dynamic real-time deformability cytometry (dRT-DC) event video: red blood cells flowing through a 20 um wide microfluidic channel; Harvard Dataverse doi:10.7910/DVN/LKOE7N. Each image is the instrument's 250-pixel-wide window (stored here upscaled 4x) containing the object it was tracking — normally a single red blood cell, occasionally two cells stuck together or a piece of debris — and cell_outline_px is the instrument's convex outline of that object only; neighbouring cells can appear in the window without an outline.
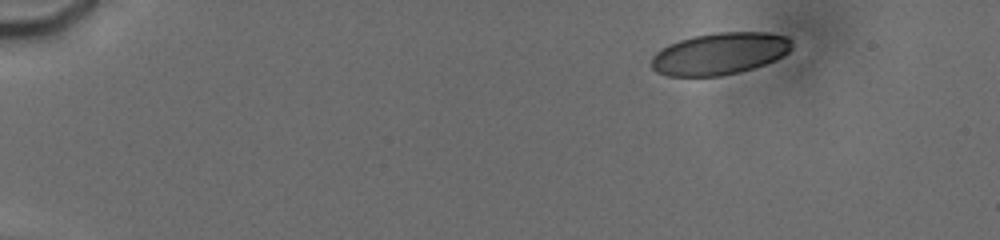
{"species": "human", "species_latin": "Homo sapiens", "temperature_condition": "cold", "stored_images_in_passage": 13, "camera_frame_rate_fps": 3000, "um_per_image_px": 0.085, "donor": {"sex": "male"}, "frame": {"image": 1, "passage_image": 1, "time_ms": 0.0, "image_size_px": [1000, 240], "cell_outline_px": [[792, 48], [788, 52], [776, 60], [752, 68], [720, 76], [668, 76], [656, 72], [652, 68], [652, 56], [660, 48], [668, 44], [692, 36], [720, 32], [768, 32], [788, 36], [792, 40]], "centroid_in_image_um": [61.18, 4.55], "position_along_channel_um": 23.8, "area_um2": 34.45}}